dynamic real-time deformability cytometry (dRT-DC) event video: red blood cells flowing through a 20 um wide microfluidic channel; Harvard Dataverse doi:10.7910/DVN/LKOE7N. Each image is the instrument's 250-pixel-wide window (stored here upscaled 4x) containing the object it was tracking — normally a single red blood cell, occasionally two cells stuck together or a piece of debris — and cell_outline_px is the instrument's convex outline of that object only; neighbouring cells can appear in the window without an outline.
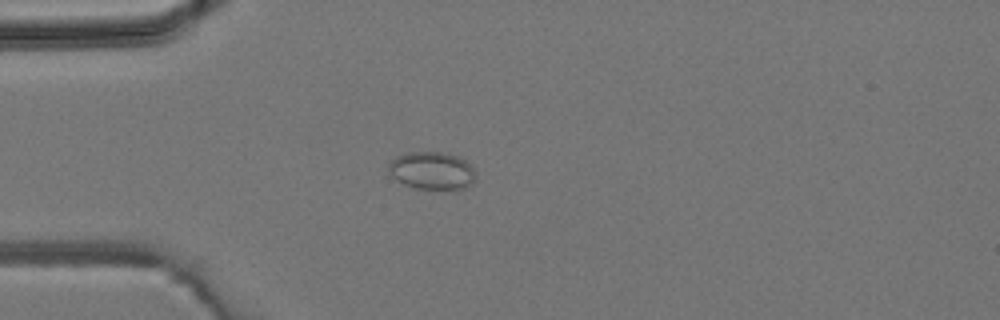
{"species": "common noctule bat (a hibernating species)", "species_latin": "Nyctalus noctula", "temperature_condition": "room temperature", "stored_images_in_passage": 3, "camera_frame_rate_fps": 3000, "um_per_image_px": 0.085, "animal": {"sex": "male", "body_mass_g": 19.2, "forearm_length_mm": 51.8}, "frame": {"image": 1, "passage_image": 3, "time_ms": 2.667, "image_size_px": [1000, 320], "cell_outline_px": [[476, 180], [464, 188], [456, 192], [412, 188], [396, 180], [392, 176], [388, 168], [388, 164], [392, 160], [408, 152], [440, 152], [460, 156], [476, 172]], "centroid_in_image_um": [36.76, 14.56], "position_along_channel_um": 48.2, "area_um2": 19.65}}